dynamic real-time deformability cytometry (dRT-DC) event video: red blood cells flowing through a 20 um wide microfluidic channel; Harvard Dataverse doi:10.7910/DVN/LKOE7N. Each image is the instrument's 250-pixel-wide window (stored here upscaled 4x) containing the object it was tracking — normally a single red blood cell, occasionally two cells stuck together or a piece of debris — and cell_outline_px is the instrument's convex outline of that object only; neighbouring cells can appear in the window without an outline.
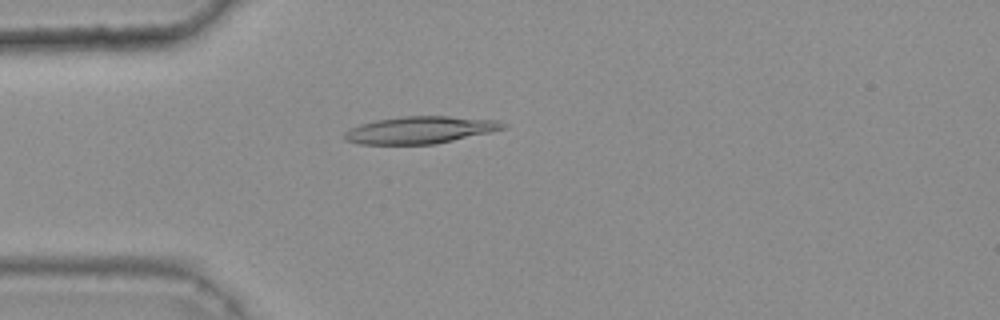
{"species": "common noctule bat (a hibernating species)", "species_latin": "Nyctalus noctula", "temperature_condition": "warm", "stored_images_in_passage": 47, "camera_frame_rate_fps": 3000, "um_per_image_px": 0.085, "animal": {"sex": "female", "body_mass_g": 25.1}, "frame": {"image": 1, "passage_image": 14, "time_ms": 4.333, "image_size_px": [1000, 320], "cell_outline_px": [[508, 128], [492, 132], [436, 144], [360, 144], [344, 140], [344, 132], [348, 128], [360, 124], [376, 120], [400, 116], [448, 116], [500, 120], [508, 124]], "centroid_in_image_um": [35.75, 11.04], "position_along_channel_um": 49.2, "area_um2": 25.49}}
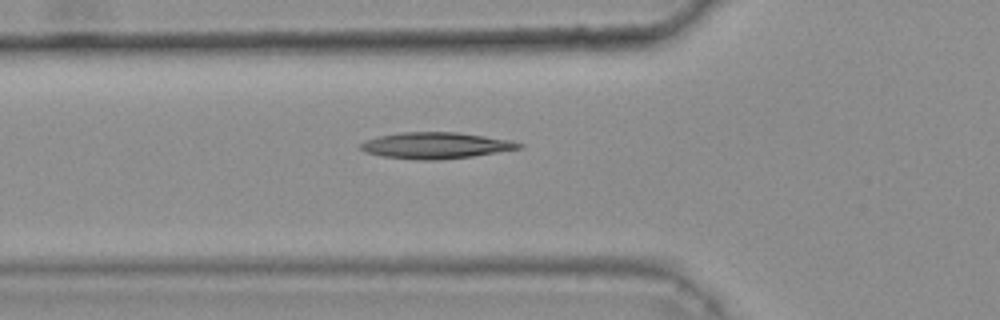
{"frame": {"image": 2, "passage_image": 18, "time_ms": 5.667, "image_size_px": [1000, 320], "cell_outline_px": [[524, 148], [472, 156], [436, 160], [420, 160], [380, 156], [364, 152], [360, 148], [360, 144], [364, 140], [380, 136], [400, 132], [456, 132], [512, 140], [524, 144]], "centroid_in_image_um": [37.04, 12.36], "position_along_channel_um": 88.8, "area_um2": 24.33}}
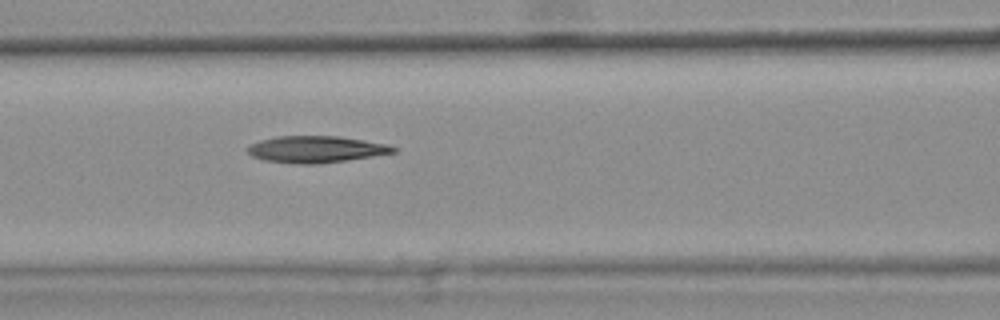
{"frame": {"image": 3, "passage_image": 22, "time_ms": 7.0, "image_size_px": [1000, 320], "cell_outline_px": [[396, 152], [372, 156], [316, 164], [296, 164], [264, 160], [252, 156], [248, 152], [248, 148], [252, 144], [260, 140], [276, 136], [340, 136], [388, 144], [396, 148]], "centroid_in_image_um": [26.86, 12.68], "position_along_channel_um": 139.7, "area_um2": 22.48}}